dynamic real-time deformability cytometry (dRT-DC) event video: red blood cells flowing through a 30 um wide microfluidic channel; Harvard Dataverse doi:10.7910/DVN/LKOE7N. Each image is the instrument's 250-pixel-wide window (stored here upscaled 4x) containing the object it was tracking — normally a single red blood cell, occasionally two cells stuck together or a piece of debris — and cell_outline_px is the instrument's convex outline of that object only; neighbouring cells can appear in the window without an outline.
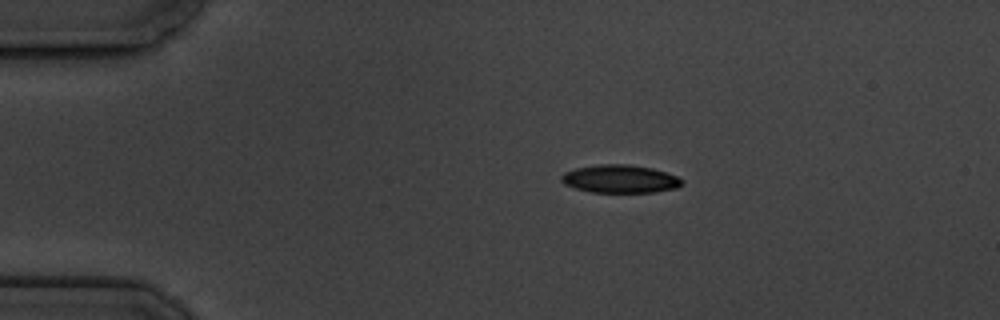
{"species": "common noctule bat (a hibernating species)", "species_latin": "Nyctalus noctula", "temperature_condition": "cold", "stored_images_in_passage": 4, "camera_frame_rate_fps": 3000, "um_per_image_px": 0.085, "animal": {"sex": "male", "body_mass_g": 19.5, "forearm_length_mm": 54.6}, "frame": {"image": 1, "passage_image": 3, "time_ms": 2.333, "image_size_px": [1000, 320], "cell_outline_px": [[684, 184], [676, 188], [652, 192], [592, 192], [576, 188], [564, 184], [560, 180], [560, 176], [564, 172], [576, 168], [600, 164], [628, 164], [652, 168], [676, 176], [684, 180]], "centroid_in_image_um": [52.7, 15.2], "position_along_channel_um": 32.3, "area_um2": 19.65}}